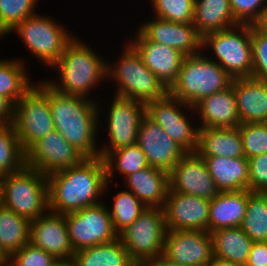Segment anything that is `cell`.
Wrapping results in <instances>:
<instances>
[{
    "label": "cell",
    "mask_w": 267,
    "mask_h": 266,
    "mask_svg": "<svg viewBox=\"0 0 267 266\" xmlns=\"http://www.w3.org/2000/svg\"><path fill=\"white\" fill-rule=\"evenodd\" d=\"M207 49L214 56H206L217 62L233 79L252 77L251 25L238 24L205 35L202 38L204 54H207Z\"/></svg>",
    "instance_id": "7"
},
{
    "label": "cell",
    "mask_w": 267,
    "mask_h": 266,
    "mask_svg": "<svg viewBox=\"0 0 267 266\" xmlns=\"http://www.w3.org/2000/svg\"><path fill=\"white\" fill-rule=\"evenodd\" d=\"M15 105L4 96L0 95V123L6 126L12 125L14 122Z\"/></svg>",
    "instance_id": "45"
},
{
    "label": "cell",
    "mask_w": 267,
    "mask_h": 266,
    "mask_svg": "<svg viewBox=\"0 0 267 266\" xmlns=\"http://www.w3.org/2000/svg\"><path fill=\"white\" fill-rule=\"evenodd\" d=\"M48 209L57 214L75 212L103 202L110 187L103 158H84L79 164L47 176ZM105 193V194H104Z\"/></svg>",
    "instance_id": "1"
},
{
    "label": "cell",
    "mask_w": 267,
    "mask_h": 266,
    "mask_svg": "<svg viewBox=\"0 0 267 266\" xmlns=\"http://www.w3.org/2000/svg\"><path fill=\"white\" fill-rule=\"evenodd\" d=\"M4 37H5V35L0 31V39L4 38Z\"/></svg>",
    "instance_id": "52"
},
{
    "label": "cell",
    "mask_w": 267,
    "mask_h": 266,
    "mask_svg": "<svg viewBox=\"0 0 267 266\" xmlns=\"http://www.w3.org/2000/svg\"><path fill=\"white\" fill-rule=\"evenodd\" d=\"M253 26L262 34L267 36V9L259 16Z\"/></svg>",
    "instance_id": "46"
},
{
    "label": "cell",
    "mask_w": 267,
    "mask_h": 266,
    "mask_svg": "<svg viewBox=\"0 0 267 266\" xmlns=\"http://www.w3.org/2000/svg\"><path fill=\"white\" fill-rule=\"evenodd\" d=\"M145 266H186V265L174 263L165 258L163 255H161L160 257L149 261Z\"/></svg>",
    "instance_id": "47"
},
{
    "label": "cell",
    "mask_w": 267,
    "mask_h": 266,
    "mask_svg": "<svg viewBox=\"0 0 267 266\" xmlns=\"http://www.w3.org/2000/svg\"><path fill=\"white\" fill-rule=\"evenodd\" d=\"M84 158L54 129L26 152V166L48 176L51 173L75 166Z\"/></svg>",
    "instance_id": "15"
},
{
    "label": "cell",
    "mask_w": 267,
    "mask_h": 266,
    "mask_svg": "<svg viewBox=\"0 0 267 266\" xmlns=\"http://www.w3.org/2000/svg\"><path fill=\"white\" fill-rule=\"evenodd\" d=\"M128 43L136 50L145 66L169 89L176 81L185 55L179 50L149 40L139 29Z\"/></svg>",
    "instance_id": "19"
},
{
    "label": "cell",
    "mask_w": 267,
    "mask_h": 266,
    "mask_svg": "<svg viewBox=\"0 0 267 266\" xmlns=\"http://www.w3.org/2000/svg\"><path fill=\"white\" fill-rule=\"evenodd\" d=\"M191 111H194L193 106L169 93L145 104V114L186 152H196L198 147L199 126L192 123L189 115Z\"/></svg>",
    "instance_id": "11"
},
{
    "label": "cell",
    "mask_w": 267,
    "mask_h": 266,
    "mask_svg": "<svg viewBox=\"0 0 267 266\" xmlns=\"http://www.w3.org/2000/svg\"><path fill=\"white\" fill-rule=\"evenodd\" d=\"M112 206L108 207L114 230L119 234L131 225L147 208L133 193L127 189L114 194Z\"/></svg>",
    "instance_id": "36"
},
{
    "label": "cell",
    "mask_w": 267,
    "mask_h": 266,
    "mask_svg": "<svg viewBox=\"0 0 267 266\" xmlns=\"http://www.w3.org/2000/svg\"><path fill=\"white\" fill-rule=\"evenodd\" d=\"M56 260L51 254L28 243L8 258L7 266H51Z\"/></svg>",
    "instance_id": "40"
},
{
    "label": "cell",
    "mask_w": 267,
    "mask_h": 266,
    "mask_svg": "<svg viewBox=\"0 0 267 266\" xmlns=\"http://www.w3.org/2000/svg\"><path fill=\"white\" fill-rule=\"evenodd\" d=\"M163 211L167 230L208 232L210 201L205 198L168 190Z\"/></svg>",
    "instance_id": "18"
},
{
    "label": "cell",
    "mask_w": 267,
    "mask_h": 266,
    "mask_svg": "<svg viewBox=\"0 0 267 266\" xmlns=\"http://www.w3.org/2000/svg\"><path fill=\"white\" fill-rule=\"evenodd\" d=\"M77 35L65 46L62 56L52 67L57 79L46 82L57 92L90 99L92 91L107 80V59L95 52ZM91 92V93H90Z\"/></svg>",
    "instance_id": "3"
},
{
    "label": "cell",
    "mask_w": 267,
    "mask_h": 266,
    "mask_svg": "<svg viewBox=\"0 0 267 266\" xmlns=\"http://www.w3.org/2000/svg\"><path fill=\"white\" fill-rule=\"evenodd\" d=\"M234 20L253 25L267 9V0H229Z\"/></svg>",
    "instance_id": "42"
},
{
    "label": "cell",
    "mask_w": 267,
    "mask_h": 266,
    "mask_svg": "<svg viewBox=\"0 0 267 266\" xmlns=\"http://www.w3.org/2000/svg\"><path fill=\"white\" fill-rule=\"evenodd\" d=\"M103 160L106 167V180L110 183L117 176L116 171L125 178L129 174L150 166L146 155L137 143L110 151Z\"/></svg>",
    "instance_id": "33"
},
{
    "label": "cell",
    "mask_w": 267,
    "mask_h": 266,
    "mask_svg": "<svg viewBox=\"0 0 267 266\" xmlns=\"http://www.w3.org/2000/svg\"><path fill=\"white\" fill-rule=\"evenodd\" d=\"M26 67L22 58L0 59V95L14 105L35 85Z\"/></svg>",
    "instance_id": "32"
},
{
    "label": "cell",
    "mask_w": 267,
    "mask_h": 266,
    "mask_svg": "<svg viewBox=\"0 0 267 266\" xmlns=\"http://www.w3.org/2000/svg\"><path fill=\"white\" fill-rule=\"evenodd\" d=\"M12 125L25 153L55 129L46 80L35 82V85L15 103Z\"/></svg>",
    "instance_id": "9"
},
{
    "label": "cell",
    "mask_w": 267,
    "mask_h": 266,
    "mask_svg": "<svg viewBox=\"0 0 267 266\" xmlns=\"http://www.w3.org/2000/svg\"><path fill=\"white\" fill-rule=\"evenodd\" d=\"M0 203L30 221L44 215L49 210L47 176L25 166L0 177Z\"/></svg>",
    "instance_id": "6"
},
{
    "label": "cell",
    "mask_w": 267,
    "mask_h": 266,
    "mask_svg": "<svg viewBox=\"0 0 267 266\" xmlns=\"http://www.w3.org/2000/svg\"><path fill=\"white\" fill-rule=\"evenodd\" d=\"M233 78L203 51L185 56L169 94L187 105L194 106L202 98L231 86Z\"/></svg>",
    "instance_id": "5"
},
{
    "label": "cell",
    "mask_w": 267,
    "mask_h": 266,
    "mask_svg": "<svg viewBox=\"0 0 267 266\" xmlns=\"http://www.w3.org/2000/svg\"><path fill=\"white\" fill-rule=\"evenodd\" d=\"M193 107L192 114H199V128H235L241 124L232 86L202 98Z\"/></svg>",
    "instance_id": "22"
},
{
    "label": "cell",
    "mask_w": 267,
    "mask_h": 266,
    "mask_svg": "<svg viewBox=\"0 0 267 266\" xmlns=\"http://www.w3.org/2000/svg\"><path fill=\"white\" fill-rule=\"evenodd\" d=\"M30 222L0 203V250L7 258L29 243Z\"/></svg>",
    "instance_id": "31"
},
{
    "label": "cell",
    "mask_w": 267,
    "mask_h": 266,
    "mask_svg": "<svg viewBox=\"0 0 267 266\" xmlns=\"http://www.w3.org/2000/svg\"><path fill=\"white\" fill-rule=\"evenodd\" d=\"M151 167L170 172L187 153L146 114L139 124L137 142Z\"/></svg>",
    "instance_id": "17"
},
{
    "label": "cell",
    "mask_w": 267,
    "mask_h": 266,
    "mask_svg": "<svg viewBox=\"0 0 267 266\" xmlns=\"http://www.w3.org/2000/svg\"><path fill=\"white\" fill-rule=\"evenodd\" d=\"M199 35H205L238 25L229 0H195L194 19Z\"/></svg>",
    "instance_id": "28"
},
{
    "label": "cell",
    "mask_w": 267,
    "mask_h": 266,
    "mask_svg": "<svg viewBox=\"0 0 267 266\" xmlns=\"http://www.w3.org/2000/svg\"><path fill=\"white\" fill-rule=\"evenodd\" d=\"M6 125L3 123H0V131L5 127Z\"/></svg>",
    "instance_id": "51"
},
{
    "label": "cell",
    "mask_w": 267,
    "mask_h": 266,
    "mask_svg": "<svg viewBox=\"0 0 267 266\" xmlns=\"http://www.w3.org/2000/svg\"><path fill=\"white\" fill-rule=\"evenodd\" d=\"M124 181L127 190L146 207L163 208L169 190L168 172L149 166L129 174Z\"/></svg>",
    "instance_id": "24"
},
{
    "label": "cell",
    "mask_w": 267,
    "mask_h": 266,
    "mask_svg": "<svg viewBox=\"0 0 267 266\" xmlns=\"http://www.w3.org/2000/svg\"><path fill=\"white\" fill-rule=\"evenodd\" d=\"M39 0H0V31L7 36L24 19L36 14Z\"/></svg>",
    "instance_id": "37"
},
{
    "label": "cell",
    "mask_w": 267,
    "mask_h": 266,
    "mask_svg": "<svg viewBox=\"0 0 267 266\" xmlns=\"http://www.w3.org/2000/svg\"><path fill=\"white\" fill-rule=\"evenodd\" d=\"M51 266H75L72 259H57Z\"/></svg>",
    "instance_id": "49"
},
{
    "label": "cell",
    "mask_w": 267,
    "mask_h": 266,
    "mask_svg": "<svg viewBox=\"0 0 267 266\" xmlns=\"http://www.w3.org/2000/svg\"><path fill=\"white\" fill-rule=\"evenodd\" d=\"M252 77L267 81V36L251 25Z\"/></svg>",
    "instance_id": "41"
},
{
    "label": "cell",
    "mask_w": 267,
    "mask_h": 266,
    "mask_svg": "<svg viewBox=\"0 0 267 266\" xmlns=\"http://www.w3.org/2000/svg\"><path fill=\"white\" fill-rule=\"evenodd\" d=\"M249 191L267 192V153L248 158Z\"/></svg>",
    "instance_id": "43"
},
{
    "label": "cell",
    "mask_w": 267,
    "mask_h": 266,
    "mask_svg": "<svg viewBox=\"0 0 267 266\" xmlns=\"http://www.w3.org/2000/svg\"><path fill=\"white\" fill-rule=\"evenodd\" d=\"M248 203V190L219 192L210 201L208 232L241 227Z\"/></svg>",
    "instance_id": "25"
},
{
    "label": "cell",
    "mask_w": 267,
    "mask_h": 266,
    "mask_svg": "<svg viewBox=\"0 0 267 266\" xmlns=\"http://www.w3.org/2000/svg\"><path fill=\"white\" fill-rule=\"evenodd\" d=\"M138 29L149 40L173 47L185 56L202 52V37L193 23H174L154 16L143 21Z\"/></svg>",
    "instance_id": "21"
},
{
    "label": "cell",
    "mask_w": 267,
    "mask_h": 266,
    "mask_svg": "<svg viewBox=\"0 0 267 266\" xmlns=\"http://www.w3.org/2000/svg\"><path fill=\"white\" fill-rule=\"evenodd\" d=\"M26 166L24 152L13 125L0 131V177L20 171Z\"/></svg>",
    "instance_id": "35"
},
{
    "label": "cell",
    "mask_w": 267,
    "mask_h": 266,
    "mask_svg": "<svg viewBox=\"0 0 267 266\" xmlns=\"http://www.w3.org/2000/svg\"><path fill=\"white\" fill-rule=\"evenodd\" d=\"M231 86L240 123H266L267 81L253 77L234 78Z\"/></svg>",
    "instance_id": "23"
},
{
    "label": "cell",
    "mask_w": 267,
    "mask_h": 266,
    "mask_svg": "<svg viewBox=\"0 0 267 266\" xmlns=\"http://www.w3.org/2000/svg\"><path fill=\"white\" fill-rule=\"evenodd\" d=\"M163 208L147 207L139 217L118 234L129 257L138 265L163 255L166 235Z\"/></svg>",
    "instance_id": "10"
},
{
    "label": "cell",
    "mask_w": 267,
    "mask_h": 266,
    "mask_svg": "<svg viewBox=\"0 0 267 266\" xmlns=\"http://www.w3.org/2000/svg\"><path fill=\"white\" fill-rule=\"evenodd\" d=\"M169 190L209 201L219 193L206 162L197 152H187L169 172Z\"/></svg>",
    "instance_id": "16"
},
{
    "label": "cell",
    "mask_w": 267,
    "mask_h": 266,
    "mask_svg": "<svg viewBox=\"0 0 267 266\" xmlns=\"http://www.w3.org/2000/svg\"><path fill=\"white\" fill-rule=\"evenodd\" d=\"M122 50L117 62L107 60V79L116 82L114 95L144 104L165 97L169 89L145 66L136 50L128 42Z\"/></svg>",
    "instance_id": "4"
},
{
    "label": "cell",
    "mask_w": 267,
    "mask_h": 266,
    "mask_svg": "<svg viewBox=\"0 0 267 266\" xmlns=\"http://www.w3.org/2000/svg\"><path fill=\"white\" fill-rule=\"evenodd\" d=\"M219 192L249 190V166L246 157H202Z\"/></svg>",
    "instance_id": "26"
},
{
    "label": "cell",
    "mask_w": 267,
    "mask_h": 266,
    "mask_svg": "<svg viewBox=\"0 0 267 266\" xmlns=\"http://www.w3.org/2000/svg\"><path fill=\"white\" fill-rule=\"evenodd\" d=\"M75 266H138L124 248L121 240H116L78 250L73 255Z\"/></svg>",
    "instance_id": "30"
},
{
    "label": "cell",
    "mask_w": 267,
    "mask_h": 266,
    "mask_svg": "<svg viewBox=\"0 0 267 266\" xmlns=\"http://www.w3.org/2000/svg\"><path fill=\"white\" fill-rule=\"evenodd\" d=\"M64 26L54 17L37 12L24 19L11 32H16L27 50L52 69L62 56L65 46L75 37Z\"/></svg>",
    "instance_id": "8"
},
{
    "label": "cell",
    "mask_w": 267,
    "mask_h": 266,
    "mask_svg": "<svg viewBox=\"0 0 267 266\" xmlns=\"http://www.w3.org/2000/svg\"><path fill=\"white\" fill-rule=\"evenodd\" d=\"M48 99L55 130L85 158L99 157L101 104L92 98L62 94L49 84Z\"/></svg>",
    "instance_id": "2"
},
{
    "label": "cell",
    "mask_w": 267,
    "mask_h": 266,
    "mask_svg": "<svg viewBox=\"0 0 267 266\" xmlns=\"http://www.w3.org/2000/svg\"><path fill=\"white\" fill-rule=\"evenodd\" d=\"M7 264H8V258L0 250V266H7Z\"/></svg>",
    "instance_id": "50"
},
{
    "label": "cell",
    "mask_w": 267,
    "mask_h": 266,
    "mask_svg": "<svg viewBox=\"0 0 267 266\" xmlns=\"http://www.w3.org/2000/svg\"><path fill=\"white\" fill-rule=\"evenodd\" d=\"M210 234L213 243V256L245 266L254 242L241 227L221 228Z\"/></svg>",
    "instance_id": "29"
},
{
    "label": "cell",
    "mask_w": 267,
    "mask_h": 266,
    "mask_svg": "<svg viewBox=\"0 0 267 266\" xmlns=\"http://www.w3.org/2000/svg\"><path fill=\"white\" fill-rule=\"evenodd\" d=\"M163 256L186 266H208L213 258L212 236L202 230H167Z\"/></svg>",
    "instance_id": "14"
},
{
    "label": "cell",
    "mask_w": 267,
    "mask_h": 266,
    "mask_svg": "<svg viewBox=\"0 0 267 266\" xmlns=\"http://www.w3.org/2000/svg\"><path fill=\"white\" fill-rule=\"evenodd\" d=\"M241 228L253 242H267V192L248 190V203Z\"/></svg>",
    "instance_id": "34"
},
{
    "label": "cell",
    "mask_w": 267,
    "mask_h": 266,
    "mask_svg": "<svg viewBox=\"0 0 267 266\" xmlns=\"http://www.w3.org/2000/svg\"><path fill=\"white\" fill-rule=\"evenodd\" d=\"M238 128L247 159L267 153V122L244 123Z\"/></svg>",
    "instance_id": "39"
},
{
    "label": "cell",
    "mask_w": 267,
    "mask_h": 266,
    "mask_svg": "<svg viewBox=\"0 0 267 266\" xmlns=\"http://www.w3.org/2000/svg\"><path fill=\"white\" fill-rule=\"evenodd\" d=\"M29 243L51 254L56 259H73L65 214L47 211L30 222Z\"/></svg>",
    "instance_id": "20"
},
{
    "label": "cell",
    "mask_w": 267,
    "mask_h": 266,
    "mask_svg": "<svg viewBox=\"0 0 267 266\" xmlns=\"http://www.w3.org/2000/svg\"><path fill=\"white\" fill-rule=\"evenodd\" d=\"M153 15L174 23H193L195 0H149Z\"/></svg>",
    "instance_id": "38"
},
{
    "label": "cell",
    "mask_w": 267,
    "mask_h": 266,
    "mask_svg": "<svg viewBox=\"0 0 267 266\" xmlns=\"http://www.w3.org/2000/svg\"><path fill=\"white\" fill-rule=\"evenodd\" d=\"M245 266H267V242H254Z\"/></svg>",
    "instance_id": "44"
},
{
    "label": "cell",
    "mask_w": 267,
    "mask_h": 266,
    "mask_svg": "<svg viewBox=\"0 0 267 266\" xmlns=\"http://www.w3.org/2000/svg\"><path fill=\"white\" fill-rule=\"evenodd\" d=\"M65 222L74 252L109 243L118 238L104 201L65 214Z\"/></svg>",
    "instance_id": "13"
},
{
    "label": "cell",
    "mask_w": 267,
    "mask_h": 266,
    "mask_svg": "<svg viewBox=\"0 0 267 266\" xmlns=\"http://www.w3.org/2000/svg\"><path fill=\"white\" fill-rule=\"evenodd\" d=\"M107 107L105 132L107 142L99 144V157L104 158L110 151L133 145L137 142L139 124L145 115V104L133 99L113 96ZM109 108V110H108Z\"/></svg>",
    "instance_id": "12"
},
{
    "label": "cell",
    "mask_w": 267,
    "mask_h": 266,
    "mask_svg": "<svg viewBox=\"0 0 267 266\" xmlns=\"http://www.w3.org/2000/svg\"><path fill=\"white\" fill-rule=\"evenodd\" d=\"M208 266H242L238 263L232 262L227 259H223L217 256H213Z\"/></svg>",
    "instance_id": "48"
},
{
    "label": "cell",
    "mask_w": 267,
    "mask_h": 266,
    "mask_svg": "<svg viewBox=\"0 0 267 266\" xmlns=\"http://www.w3.org/2000/svg\"><path fill=\"white\" fill-rule=\"evenodd\" d=\"M196 152L201 157H245L239 128H199Z\"/></svg>",
    "instance_id": "27"
}]
</instances>
